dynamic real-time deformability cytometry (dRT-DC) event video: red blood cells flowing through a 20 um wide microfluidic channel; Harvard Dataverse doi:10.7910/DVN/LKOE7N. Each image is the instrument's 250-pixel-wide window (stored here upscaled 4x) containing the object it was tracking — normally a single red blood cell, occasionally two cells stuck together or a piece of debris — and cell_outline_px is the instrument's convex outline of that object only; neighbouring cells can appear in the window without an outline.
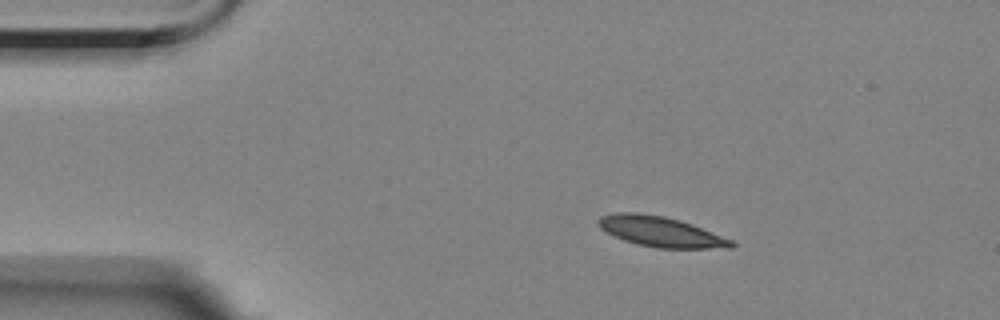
{"species": "Egyptian fruit bat (a non-hibernating species)", "species_latin": "Rousettus aegyptiacus", "temperature_condition": "room temperature", "stored_images_in_passage": 3, "camera_frame_rate_fps": 3000, "um_per_image_px": 0.085, "animal": {"sex": "female"}, "frame": {"image": 1, "passage_image": 2, "time_ms": 1.333, "image_size_px": [1000, 320], "cell_outline_px": [[736, 244], [732, 248], [656, 248], [636, 244], [624, 240], [604, 232], [596, 224], [596, 220], [600, 216], [616, 212], [636, 212], [664, 216], [680, 220], [692, 224], [732, 240]], "centroid_in_image_um": [56.1, 19.68], "position_along_channel_um": 28.9, "area_um2": 23.64}}